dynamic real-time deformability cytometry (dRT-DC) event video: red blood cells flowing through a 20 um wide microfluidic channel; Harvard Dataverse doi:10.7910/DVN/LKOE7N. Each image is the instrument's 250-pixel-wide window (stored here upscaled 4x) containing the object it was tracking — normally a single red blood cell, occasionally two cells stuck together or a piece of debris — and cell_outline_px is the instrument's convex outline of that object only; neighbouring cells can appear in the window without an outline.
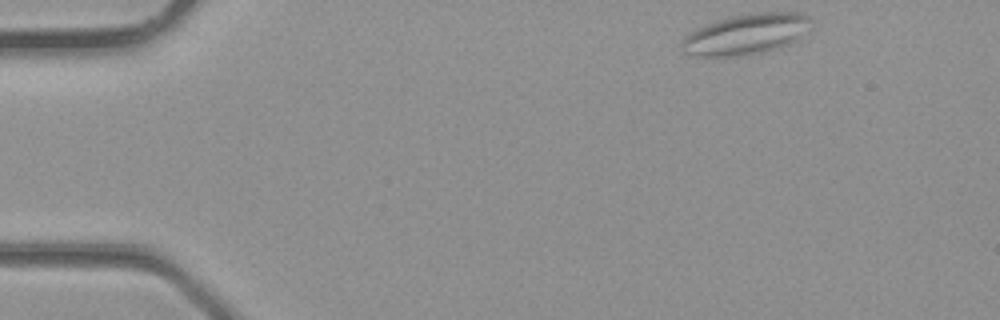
{"species": "common noctule bat (a hibernating species)", "species_latin": "Nyctalus noctula", "temperature_condition": "room temperature", "stored_images_in_passage": 2, "camera_frame_rate_fps": 3000, "um_per_image_px": 0.085, "animal": {"sex": "male", "body_mass_g": 23.1, "forearm_length_mm": 52.7}, "frame": {"image": 1, "passage_image": 1, "time_ms": 0.0, "image_size_px": [1000, 320], "cell_outline_px": [[812, 16], [796, 40], [780, 48], [764, 52], [744, 56], [696, 56], [684, 52], [680, 48], [680, 40], [684, 36], [696, 28], [732, 16], [752, 12], [800, 12]], "centroid_in_image_um": [63.35, 2.91], "position_along_channel_um": 21.7, "area_um2": 30.46}}